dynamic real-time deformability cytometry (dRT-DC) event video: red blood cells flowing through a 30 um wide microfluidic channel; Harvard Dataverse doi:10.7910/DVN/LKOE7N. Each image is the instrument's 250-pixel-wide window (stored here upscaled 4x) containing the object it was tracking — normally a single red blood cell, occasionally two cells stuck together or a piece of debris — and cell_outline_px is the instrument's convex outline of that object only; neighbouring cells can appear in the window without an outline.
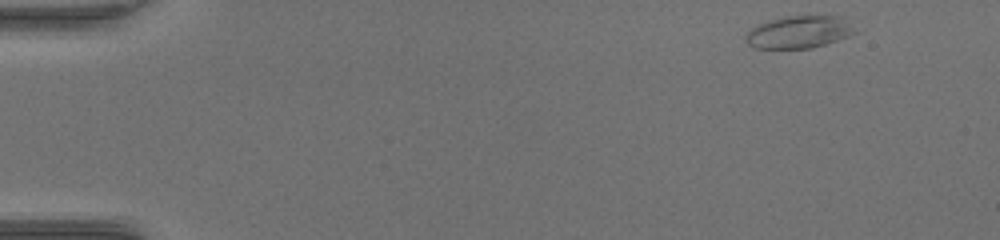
{"species": "common noctule bat (a hibernating species)", "species_latin": "Nyctalus noctula", "temperature_condition": "warm", "stored_images_in_passage": 49, "camera_frame_rate_fps": 3000, "um_per_image_px": 0.085, "animal": {"sex": "female", "body_mass_g": 17.0, "forearm_length_mm": 48.0}, "frame": {"image": 1, "passage_image": 1, "time_ms": 0.0, "image_size_px": [1000, 240], "cell_outline_px": [[856, 32], [848, 36], [812, 48], [752, 48], [744, 40], [744, 36], [752, 28], [760, 24], [784, 16], [840, 16]], "centroid_in_image_um": [67.85, 2.74], "position_along_channel_um": 17.2, "area_um2": 20.17}}
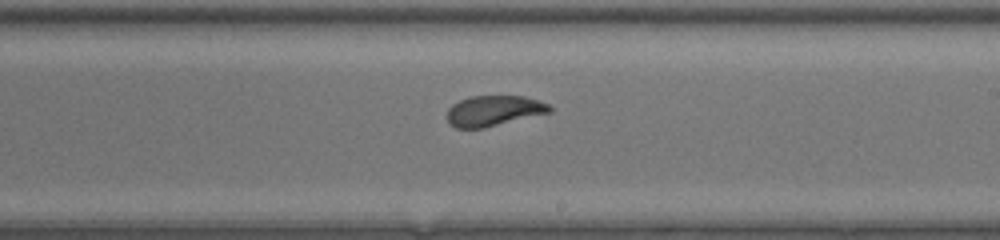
{"frame": {"image": 2, "passage_image": 28, "time_ms": 9.0, "image_size_px": [1000, 240], "cell_outline_px": [[552, 112], [484, 128], [456, 128], [448, 120], [448, 108], [452, 104], [460, 100], [472, 96], [524, 96], [548, 104], [552, 108]], "centroid_in_image_um": [41.98, 9.41], "position_along_channel_um": 247.0, "area_um2": 18.09}}
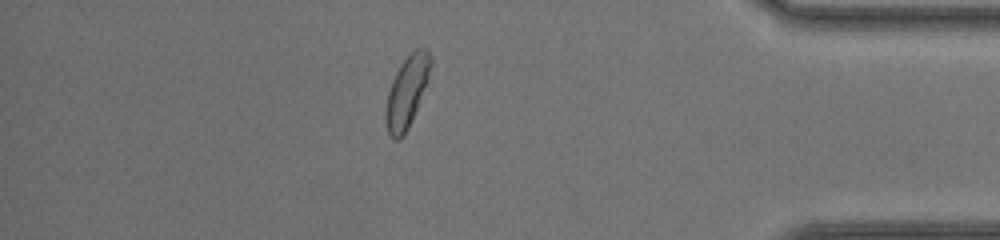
{"frame": {"image": 3, "passage_image": 42, "time_ms": 13.667, "image_size_px": [1000, 240], "cell_outline_px": [[432, 64], [428, 84], [408, 128], [404, 136], [400, 140], [396, 140], [388, 132], [384, 120], [384, 112], [388, 92], [392, 80], [400, 64], [416, 48], [428, 48], [432, 60]], "centroid_in_image_um": [34.6, 7.8], "position_along_channel_um": 400.6, "area_um2": 19.02}, "authors_computed_cell_mechanics": {"area_um2": 19.1318, "velocity_mm_per_s": 3.992, "shape_relaxation_time_tau1_ms": 6.8243, "shape_relaxation_time_tau2_ms": 1.0437, "deformation_change_tau1": 0.1833, "deformation_change_tau2": 0.0609}}